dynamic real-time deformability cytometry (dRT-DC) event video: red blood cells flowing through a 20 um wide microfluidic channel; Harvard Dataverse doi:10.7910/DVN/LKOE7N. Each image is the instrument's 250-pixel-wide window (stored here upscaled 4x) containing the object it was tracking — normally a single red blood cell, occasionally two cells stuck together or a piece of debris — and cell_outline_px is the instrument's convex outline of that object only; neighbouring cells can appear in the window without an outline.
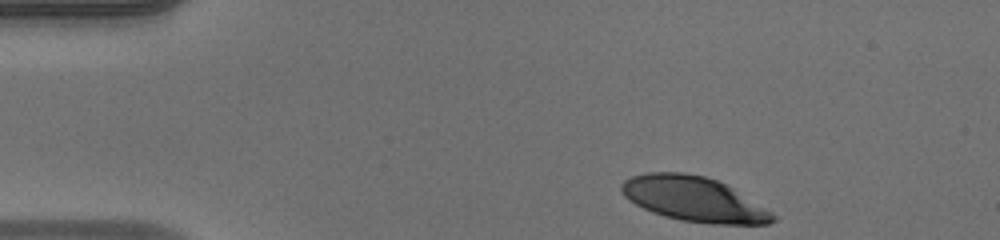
{"species": "human", "species_latin": "Homo sapiens", "temperature_condition": "warm", "stored_images_in_passage": 37, "camera_frame_rate_fps": 3000, "um_per_image_px": 0.085, "donor": {"sex": "male"}, "frame": {"image": 1, "passage_image": 1, "time_ms": 0.0, "image_size_px": [1000, 240], "cell_outline_px": [[776, 220], [768, 224], [712, 224], [680, 220], [664, 216], [652, 212], [636, 204], [624, 196], [620, 188], [620, 184], [624, 180], [632, 176], [648, 172], [684, 172], [704, 176], [716, 180], [732, 188], [772, 212], [776, 216]], "centroid_in_image_um": [58.95, 16.92], "position_along_channel_um": 26.0, "area_um2": 39.25}}
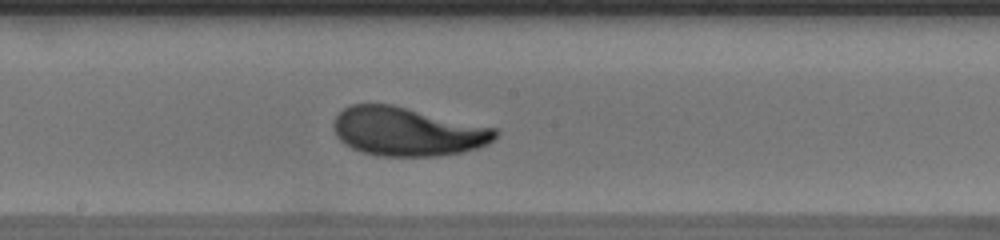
{"frame": {"image": 2, "passage_image": 21, "time_ms": 6.667, "image_size_px": [1000, 240], "cell_outline_px": [[496, 136], [488, 144], [476, 148], [460, 152], [436, 156], [380, 156], [364, 152], [352, 148], [344, 144], [336, 136], [332, 124], [336, 116], [344, 108], [352, 104], [392, 104], [496, 128]], "centroid_in_image_um": [34.59, 11.18], "position_along_channel_um": 213.6, "area_um2": 45.72}}
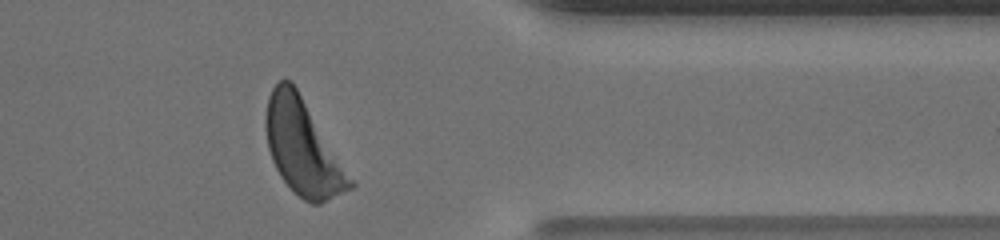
{"frame": {"image": 3, "passage_image": 35, "time_ms": 11.333, "image_size_px": [1000, 240], "cell_outline_px": [[356, 184], [352, 188], [320, 204], [312, 204], [304, 200], [280, 176], [272, 160], [268, 148], [264, 124], [264, 120], [268, 96], [272, 88], [280, 80], [292, 80]], "centroid_in_image_um": [25.72, 12.52], "position_along_channel_um": 385.7, "area_um2": 46.24}, "authors_computed_cell_mechanics": {"area_um2": 45.4308, "velocity_mm_per_s": 3.9729, "shape_relaxation_time_tau1_ms": 2.4618, "shape_relaxation_time_tau2_ms": 1.1751, "deformation_change_tau1": 0.1625, "deformation_change_tau2": 0.0698}}